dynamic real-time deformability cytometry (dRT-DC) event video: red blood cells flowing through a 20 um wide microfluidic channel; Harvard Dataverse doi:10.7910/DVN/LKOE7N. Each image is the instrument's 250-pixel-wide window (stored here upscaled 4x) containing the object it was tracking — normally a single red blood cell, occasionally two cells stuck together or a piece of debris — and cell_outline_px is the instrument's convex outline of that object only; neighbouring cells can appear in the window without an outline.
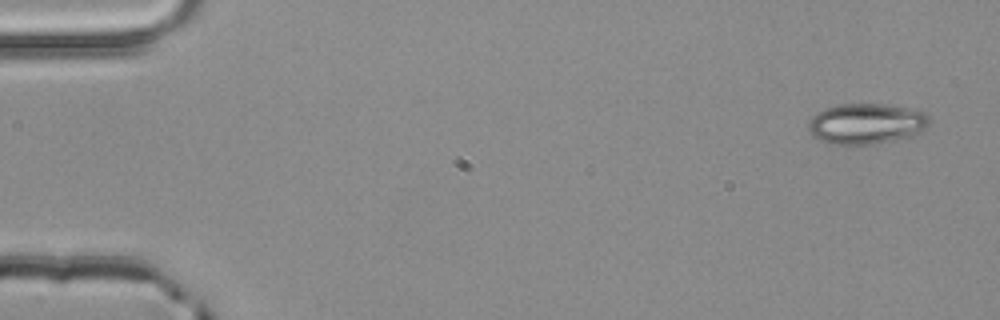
{"species": "common noctule bat (a hibernating species)", "species_latin": "Nyctalus noctula", "temperature_condition": "room temperature", "stored_images_in_passage": 3, "camera_frame_rate_fps": 3000, "um_per_image_px": 0.085, "animal": {"sex": "male", "body_mass_g": 20.4}, "frame": {"image": 1, "passage_image": 1, "time_ms": 0.0, "image_size_px": [1000, 320], "cell_outline_px": [[928, 124], [924, 128], [908, 136], [876, 144], [832, 144], [820, 140], [812, 136], [808, 132], [808, 120], [816, 112], [840, 104], [884, 104], [908, 108], [924, 112], [928, 116]], "centroid_in_image_um": [73.56, 10.51], "position_along_channel_um": 11.4, "area_um2": 28.32}}